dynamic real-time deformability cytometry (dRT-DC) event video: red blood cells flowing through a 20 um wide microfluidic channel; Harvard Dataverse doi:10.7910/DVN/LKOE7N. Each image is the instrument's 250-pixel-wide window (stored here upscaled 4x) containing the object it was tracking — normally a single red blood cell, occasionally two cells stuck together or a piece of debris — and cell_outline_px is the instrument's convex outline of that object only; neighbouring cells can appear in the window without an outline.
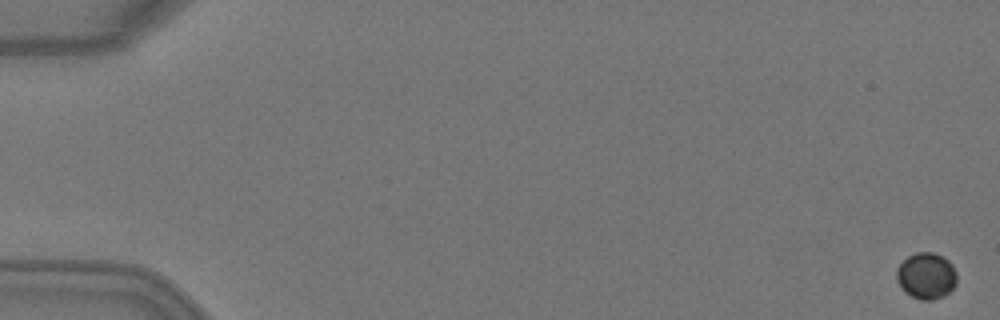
{"species": "Egyptian fruit bat (a non-hibernating species)", "species_latin": "Rousettus aegyptiacus", "temperature_condition": "warm", "stored_images_in_passage": 6, "camera_frame_rate_fps": 3000, "um_per_image_px": 0.085, "animal": {"sex": "female"}, "frame": {"image": 1, "passage_image": 1, "time_ms": 0.0, "image_size_px": [1000, 320], "cell_outline_px": [[956, 284], [944, 296], [932, 300], [920, 300], [904, 292], [896, 280], [896, 268], [908, 256], [916, 252], [932, 252], [948, 260], [952, 264], [956, 272]], "centroid_in_image_um": [78.71, 23.45], "position_along_channel_um": 6.3, "area_um2": 16.3}}